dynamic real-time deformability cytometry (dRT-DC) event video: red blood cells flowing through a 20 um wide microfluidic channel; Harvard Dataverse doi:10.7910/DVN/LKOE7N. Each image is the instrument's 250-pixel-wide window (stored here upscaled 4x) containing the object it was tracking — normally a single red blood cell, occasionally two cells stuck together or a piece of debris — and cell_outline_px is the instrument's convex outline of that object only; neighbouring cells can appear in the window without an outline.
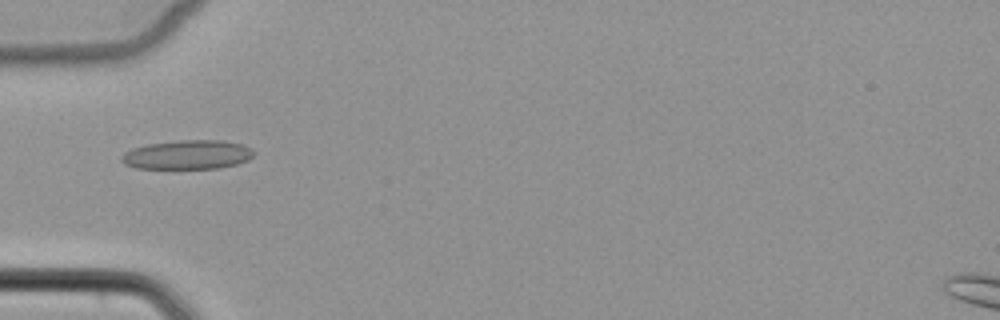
{"species": "common noctule bat (a hibernating species)", "species_latin": "Nyctalus noctula", "temperature_condition": "cold", "stored_images_in_passage": 4, "camera_frame_rate_fps": 3000, "um_per_image_px": 0.085, "animal": {"sex": "female", "body_mass_g": 22.7, "forearm_length_mm": 54.2}, "frame": {"image": 1, "passage_image": 4, "time_ms": 3.667, "image_size_px": [1000, 320], "cell_outline_px": [[256, 152], [248, 160], [236, 164], [220, 168], [136, 168], [124, 164], [120, 160], [120, 156], [124, 152], [132, 148], [148, 144], [180, 140], [224, 140], [240, 144], [252, 148]], "centroid_in_image_um": [15.93, 13.14], "position_along_channel_um": 69.1, "area_um2": 22.54}}